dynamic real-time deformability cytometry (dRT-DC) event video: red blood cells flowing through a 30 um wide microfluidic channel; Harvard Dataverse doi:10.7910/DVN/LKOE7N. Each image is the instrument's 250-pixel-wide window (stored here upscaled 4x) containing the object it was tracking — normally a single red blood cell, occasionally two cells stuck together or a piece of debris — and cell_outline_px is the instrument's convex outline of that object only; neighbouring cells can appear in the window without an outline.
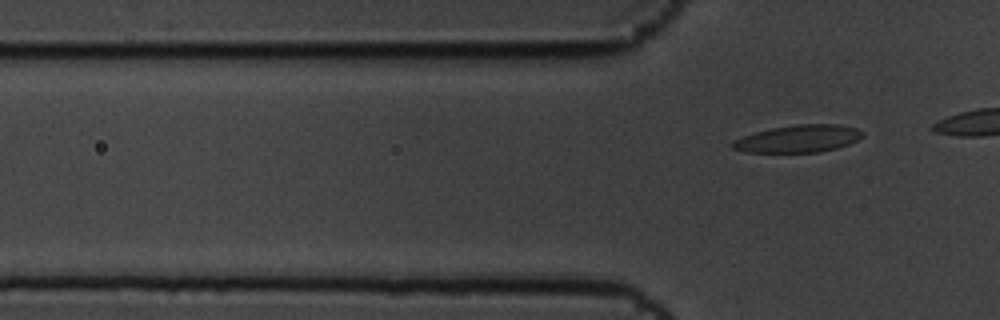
{"species": "common noctule bat (a hibernating species)", "species_latin": "Nyctalus noctula", "temperature_condition": "cold", "stored_images_in_passage": 5, "segment_of_instrument_passage": [2, 2], "camera_frame_rate_fps": 3000, "um_per_image_px": 0.085, "animal": {"sex": "male", "body_mass_g": 19.5, "forearm_length_mm": 54.6}, "frame": {"image": 1, "passage_image": 5, "time_ms": 1.333, "image_size_px": [1000, 320], "cell_outline_px": [[864, 136], [848, 144], [836, 148], [816, 152], [748, 152], [732, 148], [728, 144], [732, 140], [756, 132], [772, 128], [796, 124], [836, 124], [856, 128], [864, 132]], "centroid_in_image_um": [67.84, 11.78], "position_along_channel_um": 58.0, "area_um2": 20.63}}